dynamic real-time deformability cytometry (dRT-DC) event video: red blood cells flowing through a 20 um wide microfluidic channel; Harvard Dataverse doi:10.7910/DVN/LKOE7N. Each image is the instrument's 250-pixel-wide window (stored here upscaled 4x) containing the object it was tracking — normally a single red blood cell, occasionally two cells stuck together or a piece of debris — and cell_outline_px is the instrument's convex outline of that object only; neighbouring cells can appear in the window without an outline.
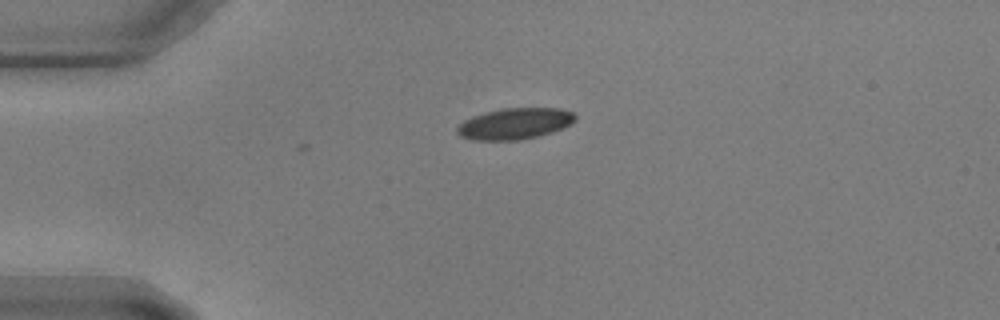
{"species": "common noctule bat (a hibernating species)", "species_latin": "Nyctalus noctula", "temperature_condition": "warm", "stored_images_in_passage": 2, "camera_frame_rate_fps": 3000, "um_per_image_px": 0.085, "animal": {"sex": "male", "body_mass_g": 17.9, "forearm_length_mm": 54.2}, "frame": {"image": 1, "passage_image": 2, "time_ms": 0.333, "image_size_px": [1000, 320], "cell_outline_px": [[576, 120], [572, 124], [552, 132], [520, 140], [472, 140], [460, 136], [456, 132], [456, 128], [464, 120], [472, 116], [484, 112], [504, 108], [560, 108], [572, 112], [576, 116]], "centroid_in_image_um": [43.75, 10.51], "position_along_channel_um": 41.2, "area_um2": 21.56}}